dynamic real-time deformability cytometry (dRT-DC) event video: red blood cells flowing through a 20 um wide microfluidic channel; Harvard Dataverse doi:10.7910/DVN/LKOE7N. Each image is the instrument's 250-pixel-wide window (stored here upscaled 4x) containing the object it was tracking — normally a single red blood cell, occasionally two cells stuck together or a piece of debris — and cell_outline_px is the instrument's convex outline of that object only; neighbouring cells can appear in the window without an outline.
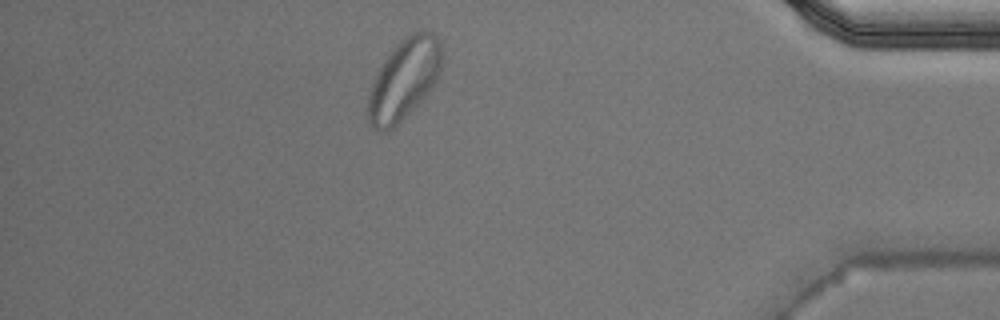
{"species": "Egyptian fruit bat (a non-hibernating species)", "species_latin": "Rousettus aegyptiacus", "temperature_condition": "warm", "stored_images_in_passage": 35, "camera_frame_rate_fps": 3000, "um_per_image_px": 0.085, "animal": {"sex": "male"}, "frame": {"image": 1, "passage_image": 30, "time_ms": 9.667, "image_size_px": [1000, 320], "cell_outline_px": [[440, 76], [436, 84], [388, 132], [380, 132], [372, 128], [364, 112], [368, 96], [376, 72], [384, 60], [400, 40], [404, 36], [420, 28], [432, 32], [440, 40]], "centroid_in_image_um": [34.3, 6.73], "position_along_channel_um": 400.9, "area_um2": 34.91}}